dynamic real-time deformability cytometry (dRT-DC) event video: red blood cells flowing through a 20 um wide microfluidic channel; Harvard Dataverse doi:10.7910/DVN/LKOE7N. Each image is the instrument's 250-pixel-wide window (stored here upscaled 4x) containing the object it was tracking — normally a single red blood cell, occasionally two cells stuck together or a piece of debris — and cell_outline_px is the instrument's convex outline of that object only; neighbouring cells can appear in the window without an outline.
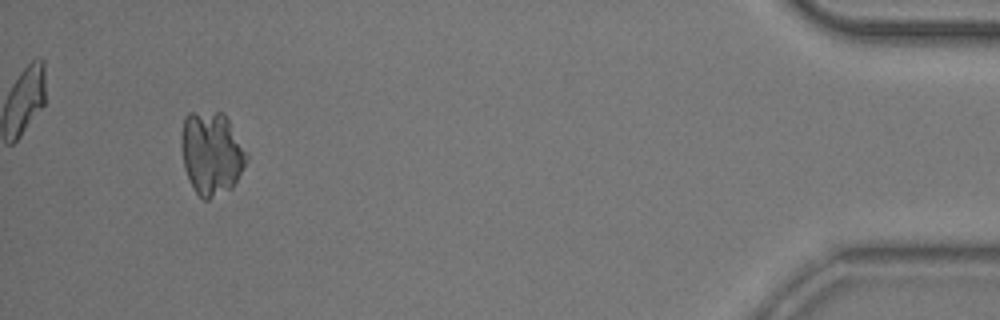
{"species": "common noctule bat (a hibernating species)", "species_latin": "Nyctalus noctula", "temperature_condition": "room temperature", "stored_images_in_passage": 42, "camera_frame_rate_fps": 3000, "um_per_image_px": 0.085, "animal": {"sex": "male", "body_mass_g": 20.5, "forearm_length_mm": 52.5}, "frame": {"image": 1, "passage_image": 39, "time_ms": 12.667, "image_size_px": [1000, 320], "cell_outline_px": [[248, 160], [244, 168], [232, 188], [208, 200], [204, 200], [196, 192], [184, 168], [180, 144], [180, 136], [184, 116], [188, 112], [224, 112], [248, 152]], "centroid_in_image_um": [17.98, 12.99], "position_along_channel_um": 417.2, "area_um2": 32.08}}